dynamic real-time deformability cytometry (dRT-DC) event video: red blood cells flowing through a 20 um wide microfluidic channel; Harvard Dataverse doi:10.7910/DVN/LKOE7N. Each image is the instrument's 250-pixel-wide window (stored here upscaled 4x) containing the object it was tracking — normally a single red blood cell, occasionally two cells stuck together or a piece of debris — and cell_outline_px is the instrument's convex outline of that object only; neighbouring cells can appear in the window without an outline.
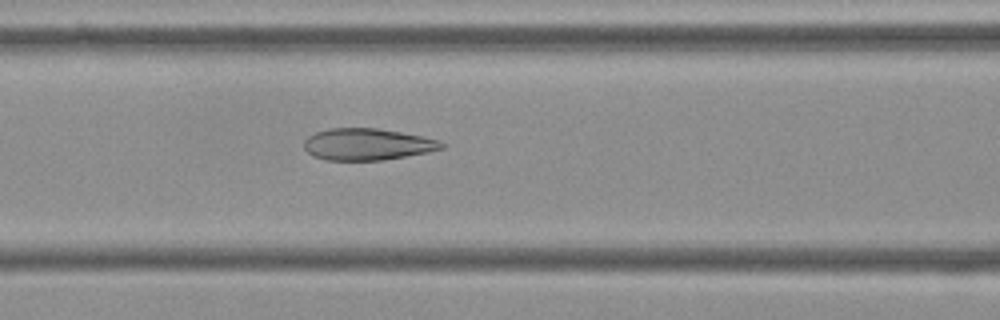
{"species": "Egyptian fruit bat (a non-hibernating species)", "species_latin": "Rousettus aegyptiacus", "temperature_condition": "cold", "stored_images_in_passage": 40, "camera_frame_rate_fps": 3000, "um_per_image_px": 0.085, "frame": {"image": 1, "passage_image": 15, "time_ms": 4.667, "image_size_px": [1000, 320], "cell_outline_px": [[448, 144], [444, 148], [428, 152], [384, 160], [328, 160], [312, 156], [304, 148], [304, 140], [308, 136], [316, 132], [328, 128], [376, 128], [424, 136], [440, 140]], "centroid_in_image_um": [31.25, 12.26], "position_along_channel_um": 135.3, "area_um2": 25.61}}
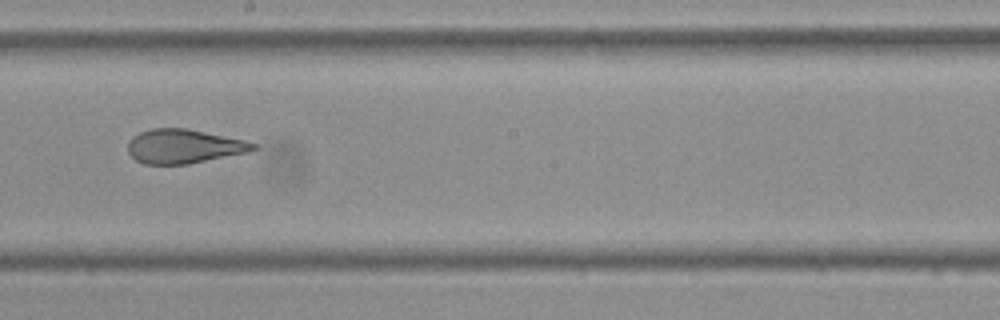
{"frame": {"image": 2, "passage_image": 23, "time_ms": 7.333, "image_size_px": [1000, 320], "cell_outline_px": [[260, 148], [248, 152], [188, 164], [144, 164], [136, 160], [128, 152], [128, 140], [132, 136], [140, 132], [152, 128], [188, 128], [244, 140], [256, 144]], "centroid_in_image_um": [15.62, 12.43], "position_along_channel_um": 232.6, "area_um2": 24.97}}
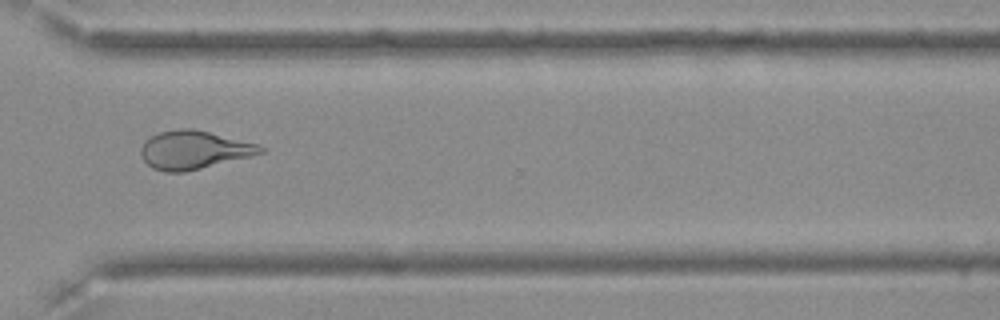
{"frame": {"image": 3, "passage_image": 33, "time_ms": 10.667, "image_size_px": [1000, 320], "cell_outline_px": [[264, 152], [184, 172], [164, 172], [152, 168], [144, 160], [140, 152], [140, 148], [144, 140], [160, 132], [180, 128], [192, 128], [256, 144], [264, 148]], "centroid_in_image_um": [16.39, 12.74], "position_along_channel_um": 354.2, "area_um2": 26.13}, "authors_computed_cell_mechanics": {"area_um2": 26.0389, "velocity_mm_per_s": 3.6461, "shape_relaxation_time_tau1_ms": null, "shape_relaxation_time_tau2_ms": 1.4304, "deformation_change_tau1": null, "deformation_change_tau2": 0.0828}}